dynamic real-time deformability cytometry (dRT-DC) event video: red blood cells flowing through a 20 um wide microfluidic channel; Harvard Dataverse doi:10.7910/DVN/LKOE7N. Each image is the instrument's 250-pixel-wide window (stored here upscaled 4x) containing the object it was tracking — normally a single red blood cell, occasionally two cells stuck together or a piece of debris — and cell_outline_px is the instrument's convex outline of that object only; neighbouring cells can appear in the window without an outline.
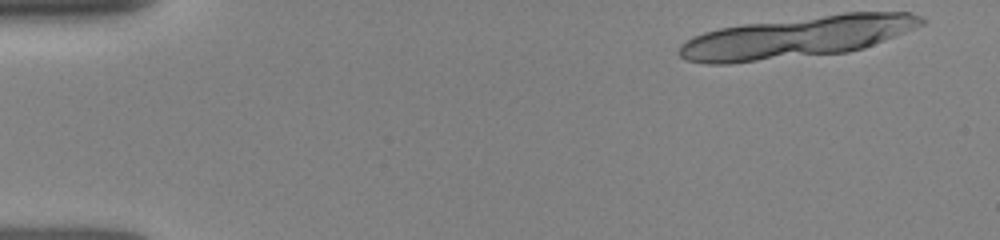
{"species": "human", "species_latin": "Homo sapiens", "temperature_condition": "room temperature", "stored_images_in_passage": 5, "camera_frame_rate_fps": 3000, "um_per_image_px": 0.085, "donor": {"sex": "female"}, "frame": {"image": 1, "passage_image": 1, "time_ms": 0.0, "image_size_px": [1000, 240], "cell_outline_px": [[924, 24], [864, 48], [848, 52], [732, 64], [708, 64], [688, 60], [680, 56], [676, 52], [680, 44], [692, 36], [704, 32], [720, 28], [744, 24], [844, 12], [912, 12], [924, 16]], "centroid_in_image_um": [67.72, 3.16], "position_along_channel_um": 17.3, "area_um2": 59.07}}